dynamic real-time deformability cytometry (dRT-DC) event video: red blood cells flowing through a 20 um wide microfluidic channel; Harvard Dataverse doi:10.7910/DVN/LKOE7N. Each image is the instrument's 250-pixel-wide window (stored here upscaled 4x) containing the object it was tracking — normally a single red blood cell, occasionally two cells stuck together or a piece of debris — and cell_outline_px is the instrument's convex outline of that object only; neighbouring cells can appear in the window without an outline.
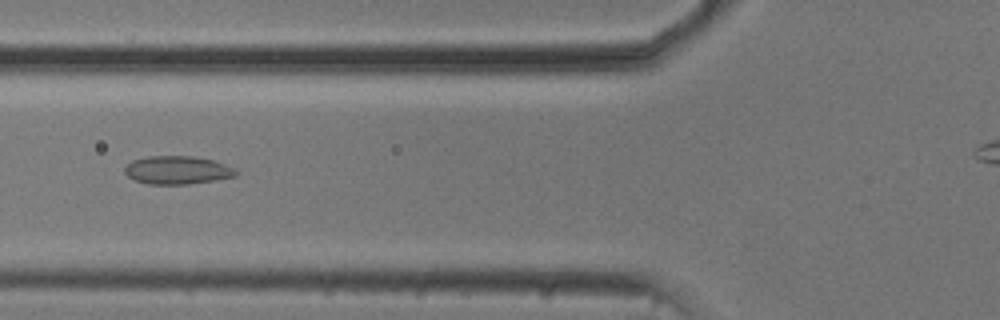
{"species": "common noctule bat (a hibernating species)", "species_latin": "Nyctalus noctula", "temperature_condition": "cold", "stored_images_in_passage": 49, "camera_frame_rate_fps": 3000, "um_per_image_px": 0.085, "animal": {"sex": "male", "body_mass_g": 20.5, "forearm_length_mm": 52.5}, "frame": {"image": 1, "passage_image": 21, "time_ms": 6.667, "image_size_px": [1000, 320], "cell_outline_px": [[236, 176], [216, 180], [188, 184], [148, 184], [136, 180], [128, 176], [124, 172], [124, 168], [132, 160], [148, 156], [192, 156], [212, 160], [224, 164], [232, 168], [236, 172]], "centroid_in_image_um": [15.04, 14.46], "position_along_channel_um": 110.8, "area_um2": 18.09}}
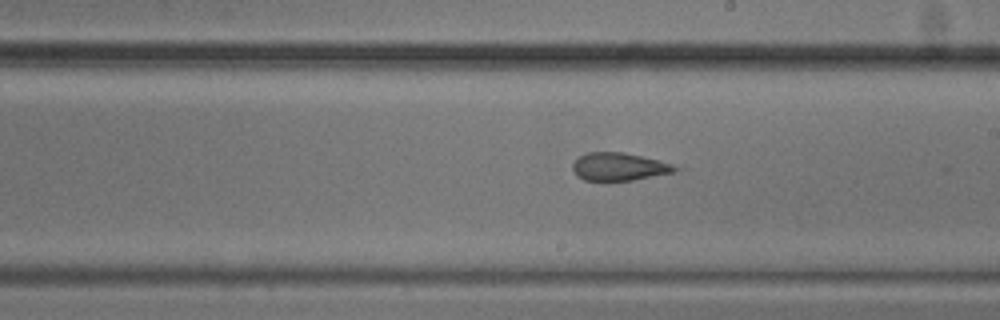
{"frame": {"image": 2, "passage_image": 31, "time_ms": 10.0, "image_size_px": [1000, 320], "cell_outline_px": [[688, 168], [672, 172], [632, 180], [608, 184], [584, 180], [576, 176], [572, 168], [572, 164], [580, 156], [588, 152], [624, 152]], "centroid_in_image_um": [52.6, 14.22], "position_along_channel_um": 236.4, "area_um2": 17.22}}
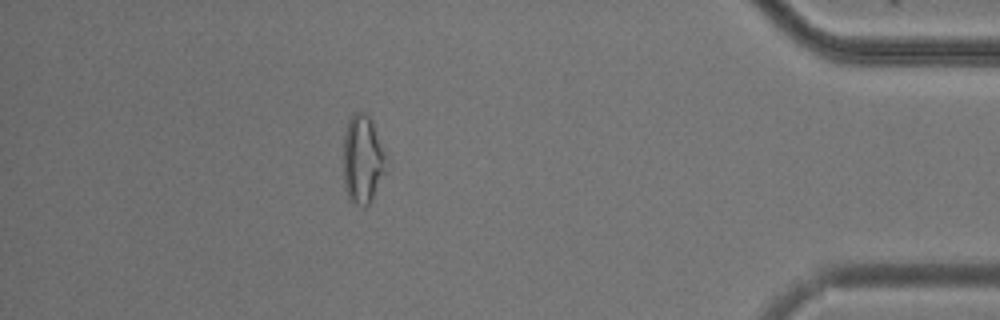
{"frame": {"image": 3, "passage_image": 48, "time_ms": 15.667, "image_size_px": [1000, 320], "cell_outline_px": [[384, 172], [372, 200], [368, 204], [356, 204], [348, 200], [344, 188], [344, 132], [348, 120], [356, 112], [364, 112], [372, 120], [384, 152]], "centroid_in_image_um": [30.78, 13.54], "position_along_channel_um": 404.4, "area_um2": 21.62}}